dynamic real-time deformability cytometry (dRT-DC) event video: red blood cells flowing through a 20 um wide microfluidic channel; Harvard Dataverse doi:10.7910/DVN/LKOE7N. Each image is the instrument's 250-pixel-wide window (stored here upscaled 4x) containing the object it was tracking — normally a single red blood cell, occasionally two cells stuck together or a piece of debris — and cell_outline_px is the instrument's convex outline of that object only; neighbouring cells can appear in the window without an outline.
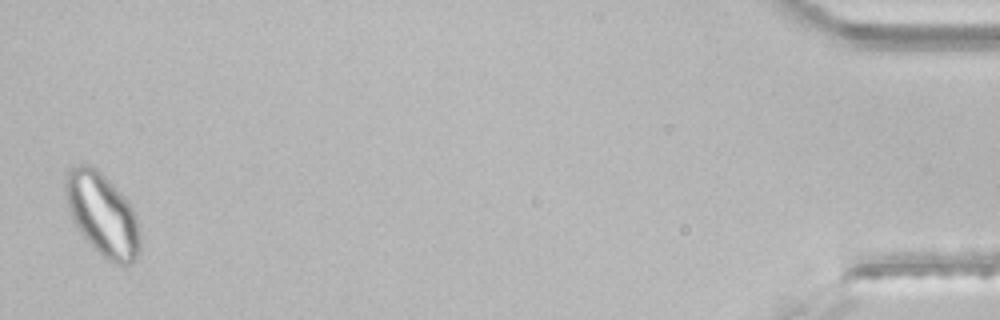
{"species": "common noctule bat (a hibernating species)", "species_latin": "Nyctalus noctula", "temperature_condition": "room temperature", "stored_images_in_passage": 32, "segment_of_instrument_passage": [2, 2], "camera_frame_rate_fps": 3000, "um_per_image_px": 0.085, "animal": {"sex": "male", "body_mass_g": 21.5, "forearm_length_mm": 52.0}, "frame": {"image": 1, "passage_image": 32, "time_ms": 10.333, "image_size_px": [1000, 320], "cell_outline_px": [[140, 252], [136, 260], [128, 268], [124, 268], [108, 260], [92, 248], [80, 232], [72, 220], [68, 208], [64, 192], [64, 180], [68, 168], [72, 164], [92, 164], [128, 200], [136, 212], [140, 236]], "centroid_in_image_um": [8.71, 18.25], "position_along_channel_um": 426.5, "area_um2": 36.88}}